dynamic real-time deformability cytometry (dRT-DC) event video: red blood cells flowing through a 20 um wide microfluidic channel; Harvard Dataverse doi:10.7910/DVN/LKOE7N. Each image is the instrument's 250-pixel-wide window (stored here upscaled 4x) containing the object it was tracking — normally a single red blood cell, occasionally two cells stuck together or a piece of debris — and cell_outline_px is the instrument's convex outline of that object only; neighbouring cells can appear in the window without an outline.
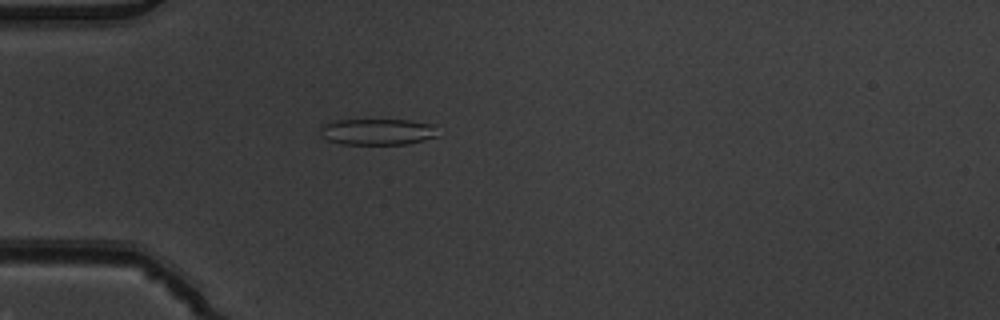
{"species": "common noctule bat (a hibernating species)", "species_latin": "Nyctalus noctula", "temperature_condition": "warm", "stored_images_in_passage": 5, "camera_frame_rate_fps": 3000, "um_per_image_px": 0.085, "animal": {"sex": "male", "body_mass_g": 19.5, "forearm_length_mm": 54.6}, "frame": {"image": 1, "passage_image": 5, "time_ms": 1.333, "image_size_px": [1000, 320], "cell_outline_px": [[440, 136], [424, 140], [404, 144], [344, 144], [328, 140], [320, 136], [320, 128], [324, 124], [336, 120], [408, 120], [436, 124]], "centroid_in_image_um": [32.14, 11.2], "position_along_channel_um": 52.9, "area_um2": 18.21}}